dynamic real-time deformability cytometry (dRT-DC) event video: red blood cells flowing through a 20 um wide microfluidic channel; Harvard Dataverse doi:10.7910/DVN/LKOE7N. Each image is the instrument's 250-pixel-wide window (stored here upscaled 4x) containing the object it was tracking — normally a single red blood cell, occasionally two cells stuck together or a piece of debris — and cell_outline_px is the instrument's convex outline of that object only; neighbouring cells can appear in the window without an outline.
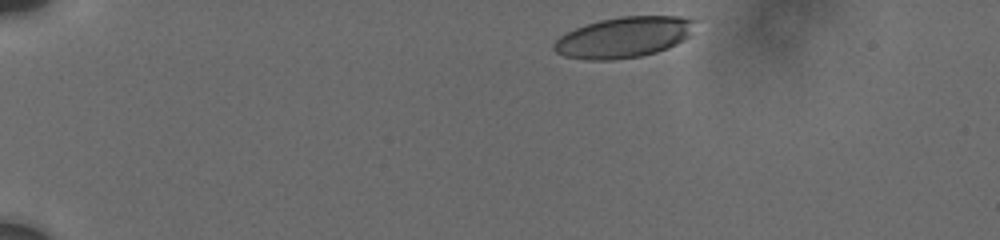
{"species": "human", "species_latin": "Homo sapiens", "temperature_condition": "cold", "stored_images_in_passage": 62, "camera_frame_rate_fps": 3000, "um_per_image_px": 0.085, "donor": {"sex": "male"}, "frame": {"image": 1, "passage_image": 1, "time_ms": 0.0, "image_size_px": [1000, 240], "cell_outline_px": [[700, 20], [688, 36], [684, 40], [668, 48], [656, 52], [640, 56], [612, 60], [588, 60], [564, 56], [556, 52], [552, 48], [552, 44], [560, 36], [576, 28], [600, 20], [620, 16], [680, 16]], "centroid_in_image_um": [53.06, 3.16], "position_along_channel_um": 31.9, "area_um2": 33.64}}
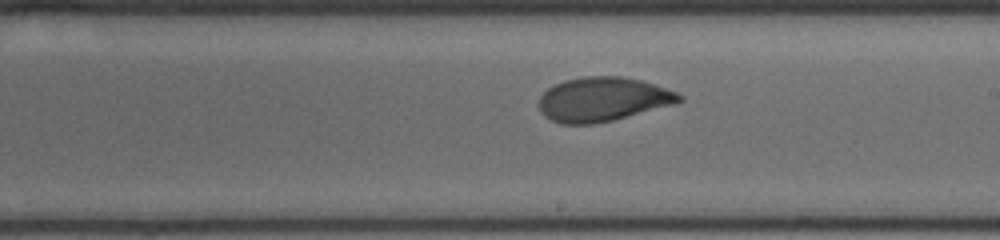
{"frame": {"image": 2, "passage_image": 32, "time_ms": 8.0, "image_size_px": [1000, 240], "cell_outline_px": [[684, 100], [676, 104], [612, 120], [592, 124], [560, 124], [544, 116], [540, 112], [540, 96], [548, 88], [564, 80], [584, 76], [620, 76], [640, 80], [676, 92], [684, 96]], "centroid_in_image_um": [51.24, 8.44], "position_along_channel_um": 237.8, "area_um2": 36.01}}
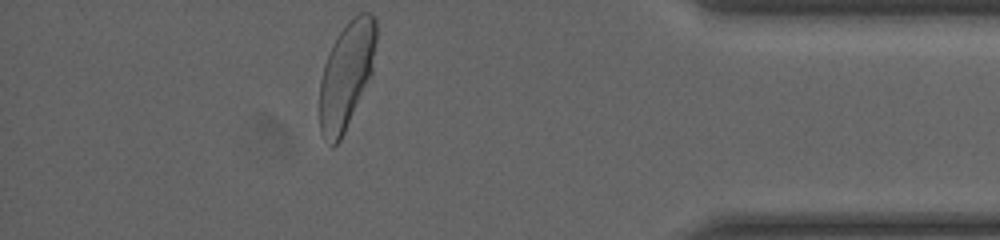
{"frame": {"image": 3, "passage_image": 61, "time_ms": 13.333, "image_size_px": [1000, 240], "cell_outline_px": [[376, 40], [372, 76], [340, 140], [332, 148], [324, 140], [320, 132], [320, 80], [324, 64], [332, 44], [336, 36], [348, 20], [352, 16], [360, 12], [372, 12], [376, 16]], "centroid_in_image_um": [29.46, 6.35], "position_along_channel_um": 405.7, "area_um2": 35.66}, "authors_computed_cell_mechanics": {"area_um2": 35.9516, "velocity_mm_per_s": 3.7053, "shape_relaxation_time_tau1_ms": 4.5353, "shape_relaxation_time_tau2_ms": 0.9432, "deformation_change_tau1": 0.1665, "deformation_change_tau2": 0.0592}}